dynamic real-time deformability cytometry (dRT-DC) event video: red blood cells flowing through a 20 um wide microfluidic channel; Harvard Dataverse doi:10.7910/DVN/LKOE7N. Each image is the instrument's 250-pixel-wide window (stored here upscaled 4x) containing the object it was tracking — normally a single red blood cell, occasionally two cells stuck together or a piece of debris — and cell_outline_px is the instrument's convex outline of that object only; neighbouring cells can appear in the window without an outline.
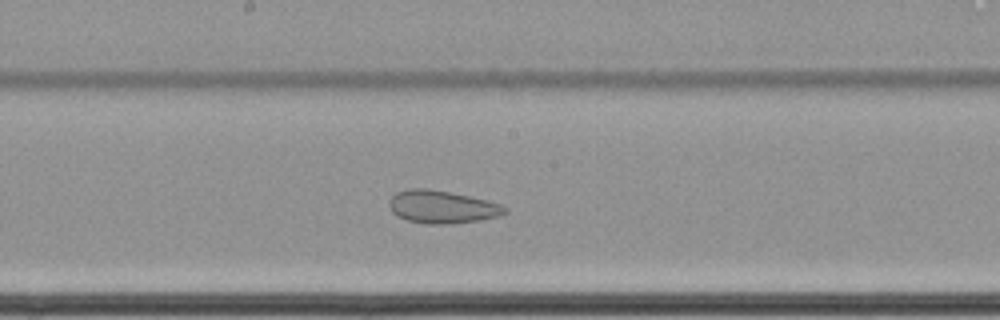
{"species": "common noctule bat (a hibernating species)", "species_latin": "Nyctalus noctula", "temperature_condition": "cold", "stored_images_in_passage": 67, "camera_frame_rate_fps": 3000, "um_per_image_px": 0.085, "animal": {"sex": "female", "body_mass_g": 22.7, "forearm_length_mm": 54.2}, "frame": {"image": 1, "passage_image": 40, "time_ms": 13.0, "image_size_px": [1000, 320], "cell_outline_px": [[508, 212], [496, 216], [480, 220], [444, 224], [424, 224], [408, 220], [396, 216], [392, 212], [388, 204], [388, 200], [396, 192], [408, 188], [428, 188], [468, 196], [500, 204], [508, 208]], "centroid_in_image_um": [37.51, 17.58], "position_along_channel_um": 210.7, "area_um2": 22.02}}
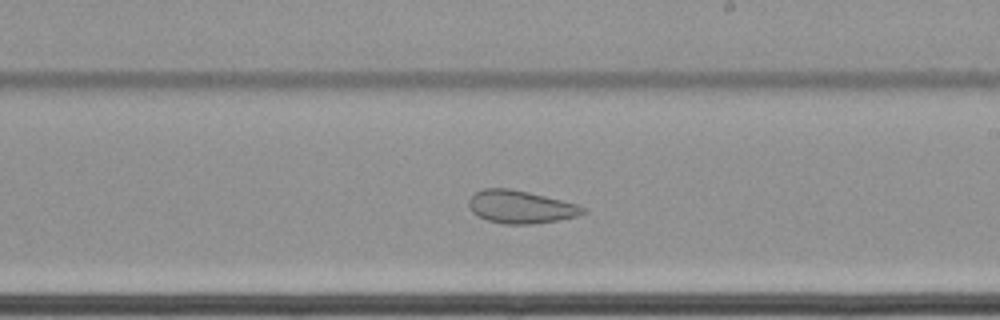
{"frame": {"image": 2, "passage_image": 43, "time_ms": 14.0, "image_size_px": [1000, 320], "cell_outline_px": [[588, 212], [576, 216], [556, 220], [532, 224], [504, 224], [488, 220], [472, 212], [468, 204], [468, 200], [476, 192], [484, 188], [512, 188], [576, 204], [584, 208]], "centroid_in_image_um": [44.23, 17.58], "position_along_channel_um": 244.8, "area_um2": 21.56}}
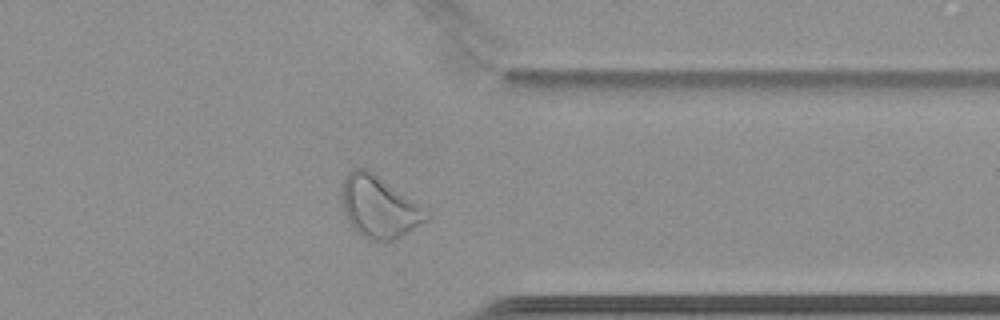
{"frame": {"image": 3, "passage_image": 55, "time_ms": 18.0, "image_size_px": [1000, 320], "cell_outline_px": [[432, 216], [428, 220], [396, 240], [372, 240], [360, 236], [356, 232], [348, 220], [344, 212], [340, 200], [340, 188], [348, 172], [356, 168], [368, 168], [420, 204]], "centroid_in_image_um": [32.21, 17.58], "position_along_channel_um": 379.2, "area_um2": 30.87}}